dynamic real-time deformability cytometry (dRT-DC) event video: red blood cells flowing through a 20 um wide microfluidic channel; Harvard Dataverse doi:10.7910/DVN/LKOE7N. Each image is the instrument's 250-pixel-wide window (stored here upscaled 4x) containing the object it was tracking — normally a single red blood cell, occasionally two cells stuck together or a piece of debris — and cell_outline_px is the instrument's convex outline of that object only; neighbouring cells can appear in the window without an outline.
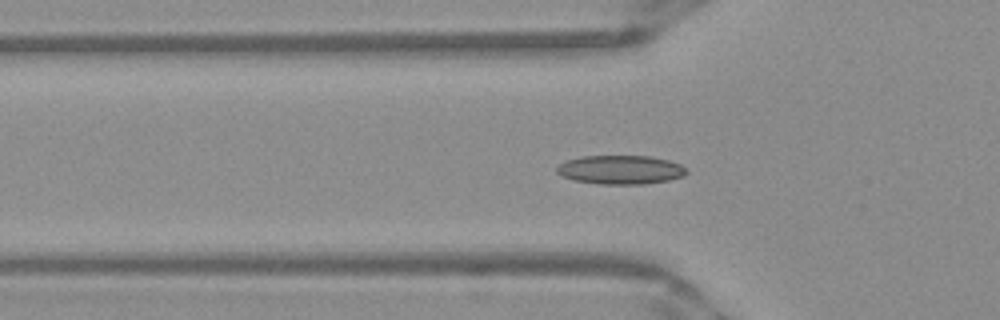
{"species": "Egyptian fruit bat (a non-hibernating species)", "species_latin": "Rousettus aegyptiacus", "temperature_condition": "warm", "stored_images_in_passage": 51, "camera_frame_rate_fps": 3000, "um_per_image_px": 0.085, "frame": {"image": 1, "passage_image": 16, "time_ms": 5.0, "image_size_px": [1000, 320], "cell_outline_px": [[688, 172], [684, 176], [668, 180], [644, 184], [600, 184], [572, 180], [560, 176], [556, 172], [556, 168], [560, 164], [568, 160], [580, 156], [648, 156], [668, 160], [680, 164]], "centroid_in_image_um": [52.71, 14.43], "position_along_channel_um": 73.1, "area_um2": 21.85}}
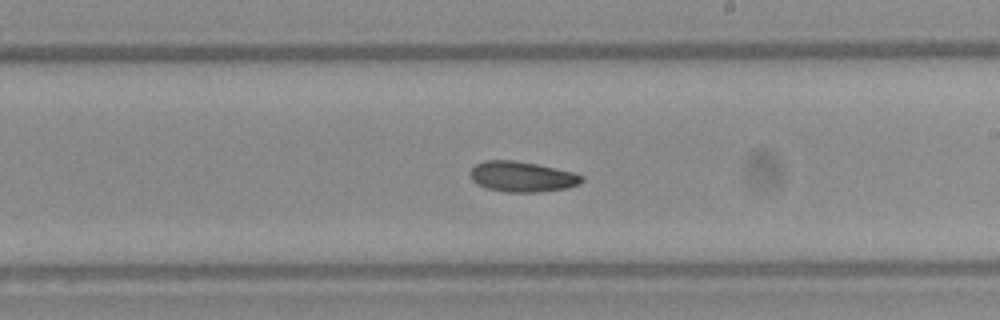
{"frame": {"image": 2, "passage_image": 29, "time_ms": 9.333, "image_size_px": [1000, 320], "cell_outline_px": [[584, 180], [580, 184], [568, 188], [540, 192], [508, 192], [484, 188], [472, 180], [468, 172], [476, 164], [484, 160], [516, 160], [536, 164], [572, 172], [584, 176]], "centroid_in_image_um": [44.36, 15.02], "position_along_channel_um": 244.6, "area_um2": 19.94}}
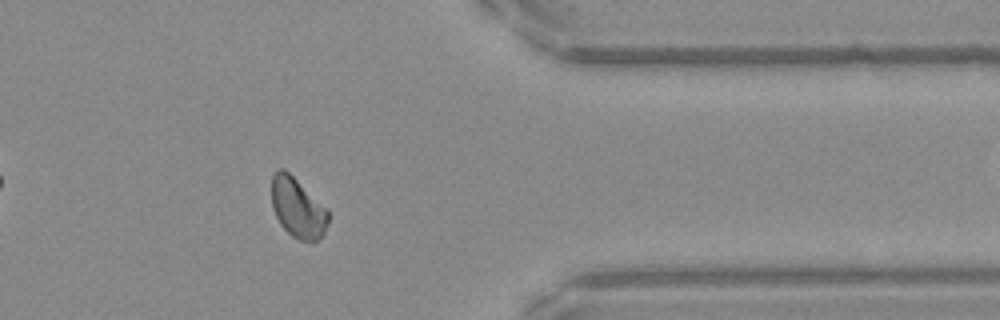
{"frame": {"image": 3, "passage_image": 41, "time_ms": 13.333, "image_size_px": [1000, 320], "cell_outline_px": [[328, 220], [324, 232], [312, 244], [300, 240], [292, 236], [280, 224], [272, 208], [272, 176], [280, 168], [284, 168], [328, 208]], "centroid_in_image_um": [25.31, 17.68], "position_along_channel_um": 386.1, "area_um2": 19.77}, "authors_computed_cell_mechanics": {"area_um2": 19.7098, "velocity_mm_per_s": 3.9329, "shape_relaxation_time_tau1_ms": null, "shape_relaxation_time_tau2_ms": 10.1698, "deformation_change_tau1": null, "deformation_change_tau2": 0.1687}}